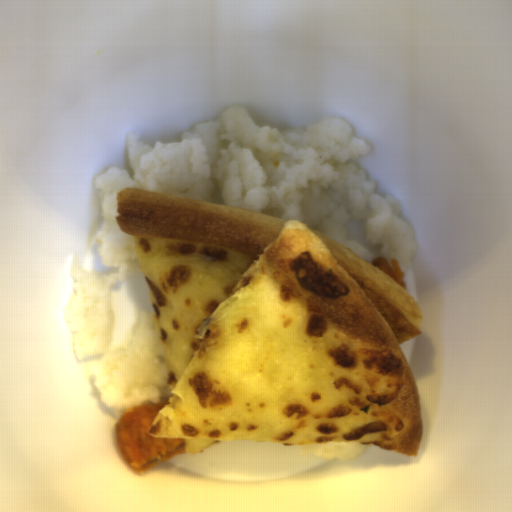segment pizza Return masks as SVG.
<instances>
[{"instance_id": "pizza-1", "label": "pizza", "mask_w": 512, "mask_h": 512, "mask_svg": "<svg viewBox=\"0 0 512 512\" xmlns=\"http://www.w3.org/2000/svg\"><path fill=\"white\" fill-rule=\"evenodd\" d=\"M169 397L148 432L189 454L229 442L417 455L421 393L402 343L420 304L313 225L122 187Z\"/></svg>"}]
</instances>
